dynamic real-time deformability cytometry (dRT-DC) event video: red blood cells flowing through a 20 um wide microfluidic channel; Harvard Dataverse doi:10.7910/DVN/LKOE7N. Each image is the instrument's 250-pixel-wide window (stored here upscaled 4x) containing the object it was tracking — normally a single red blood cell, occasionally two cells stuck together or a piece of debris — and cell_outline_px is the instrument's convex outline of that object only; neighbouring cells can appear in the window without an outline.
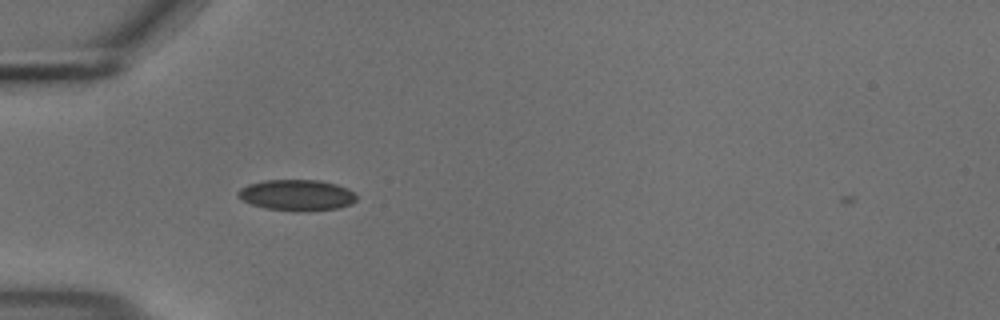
{"species": "common noctule bat (a hibernating species)", "species_latin": "Nyctalus noctula", "temperature_condition": "cold", "stored_images_in_passage": 27, "camera_frame_rate_fps": 3000, "um_per_image_px": 0.085, "animal": {"sex": "male", "body_mass_g": 18.8}, "frame": {"image": 1, "passage_image": 3, "time_ms": 0.667, "image_size_px": [1000, 320], "cell_outline_px": [[356, 200], [352, 204], [340, 208], [308, 212], [296, 212], [264, 208], [252, 204], [236, 196], [236, 192], [240, 188], [248, 184], [264, 180], [320, 180], [336, 184], [348, 188], [356, 196]], "centroid_in_image_um": [25.23, 16.6], "position_along_channel_um": 59.8, "area_um2": 21.79}}